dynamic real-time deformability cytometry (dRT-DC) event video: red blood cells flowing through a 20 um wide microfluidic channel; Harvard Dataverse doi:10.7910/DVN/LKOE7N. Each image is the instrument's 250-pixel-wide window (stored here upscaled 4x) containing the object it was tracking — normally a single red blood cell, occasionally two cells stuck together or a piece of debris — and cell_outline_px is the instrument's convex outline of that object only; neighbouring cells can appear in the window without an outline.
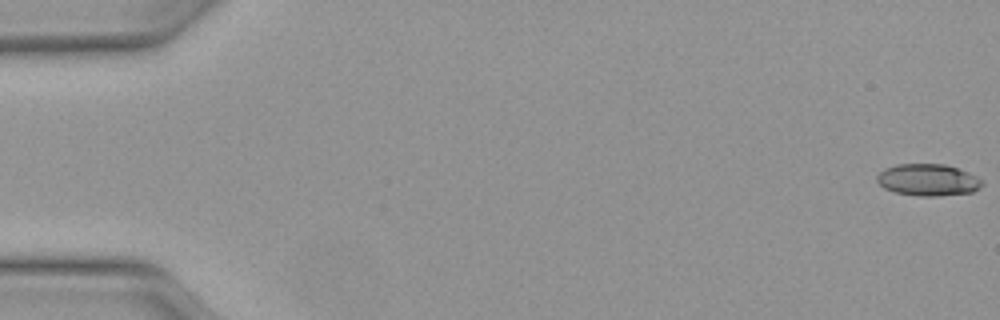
{"species": "Egyptian fruit bat (a non-hibernating species)", "species_latin": "Rousettus aegyptiacus", "temperature_condition": "warm", "stored_images_in_passage": 46, "camera_frame_rate_fps": 3000, "um_per_image_px": 0.085, "animal": {"sex": "female"}, "frame": {"image": 1, "passage_image": 1, "time_ms": 0.0, "image_size_px": [1000, 320], "cell_outline_px": [[984, 184], [972, 192], [940, 196], [920, 196], [896, 192], [884, 188], [876, 180], [876, 176], [884, 168], [896, 164], [944, 164], [968, 172], [984, 180]], "centroid_in_image_um": [78.88, 15.29], "position_along_channel_um": 6.1, "area_um2": 19.54}}
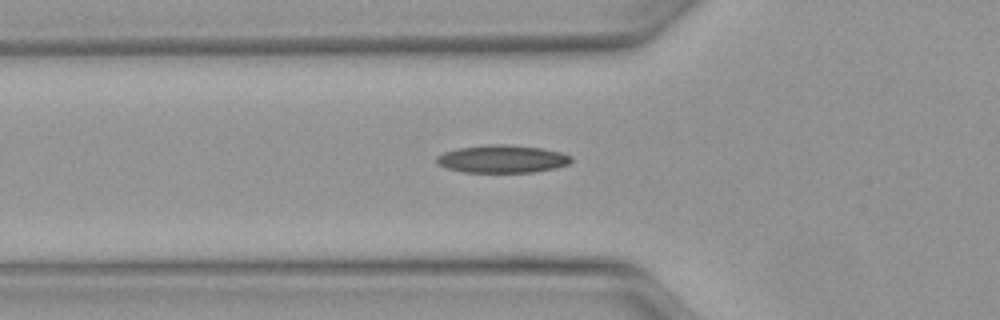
{"frame": {"image": 2, "passage_image": 18, "time_ms": 5.667, "image_size_px": [1000, 320], "cell_outline_px": [[572, 160], [568, 164], [556, 168], [536, 172], [464, 172], [444, 168], [436, 164], [436, 156], [444, 152], [456, 148], [488, 144], [504, 144], [540, 148], [560, 152], [572, 156]], "centroid_in_image_um": [42.65, 13.51], "position_along_channel_um": 83.2, "area_um2": 21.96}}
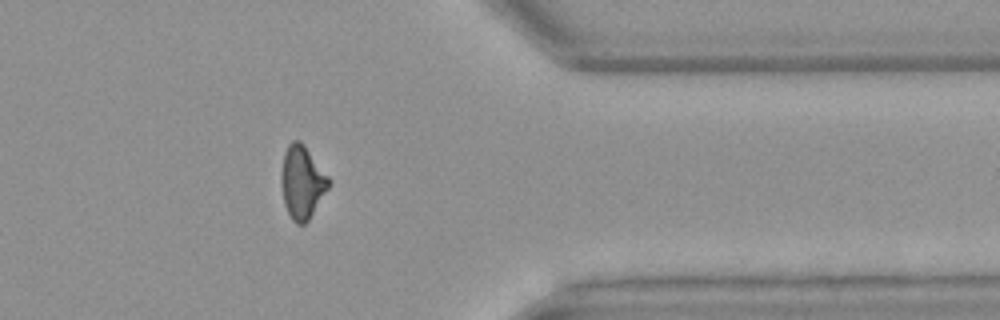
{"frame": {"image": 3, "passage_image": 41, "time_ms": 13.333, "image_size_px": [1000, 320], "cell_outline_px": [[328, 188], [308, 220], [304, 224], [296, 224], [292, 220], [284, 204], [280, 184], [280, 172], [284, 152], [288, 144], [292, 140], [300, 140], [304, 144], [328, 176]], "centroid_in_image_um": [25.63, 15.46], "position_along_channel_um": 385.8, "area_um2": 20.11}, "authors_computed_cell_mechanics": {"area_um2": 20.0855, "velocity_mm_per_s": 4.1341, "shape_relaxation_time_tau1_ms": 10.6897, "shape_relaxation_time_tau2_ms": 2.2578, "deformation_change_tau1": 0.304, "deformation_change_tau2": 0.1035}}